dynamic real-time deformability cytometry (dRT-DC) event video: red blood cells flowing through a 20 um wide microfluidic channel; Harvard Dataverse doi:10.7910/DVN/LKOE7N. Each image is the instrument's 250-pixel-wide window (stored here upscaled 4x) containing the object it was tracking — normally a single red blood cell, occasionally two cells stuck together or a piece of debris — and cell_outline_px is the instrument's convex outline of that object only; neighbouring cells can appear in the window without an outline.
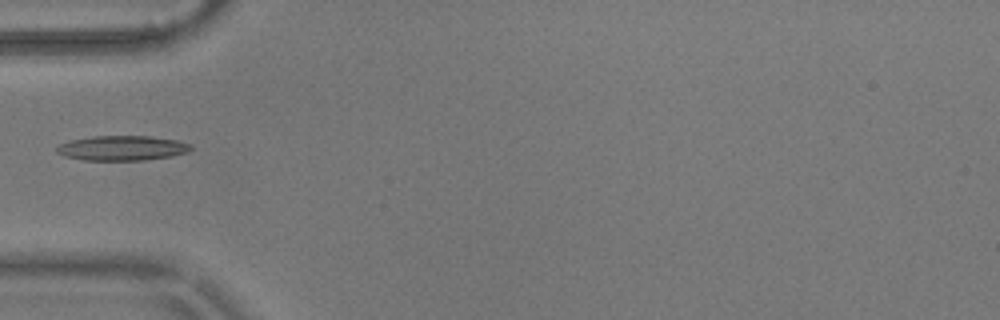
{"species": "common noctule bat (a hibernating species)", "species_latin": "Nyctalus noctula", "temperature_condition": "warm", "stored_images_in_passage": 34, "camera_frame_rate_fps": 3000, "um_per_image_px": 0.085, "animal": {"sex": "male", "body_mass_g": 17.9}, "frame": {"image": 1, "passage_image": 1, "time_ms": 0.0, "image_size_px": [1000, 320], "cell_outline_px": [[192, 148], [188, 152], [172, 156], [144, 160], [84, 160], [64, 156], [56, 152], [56, 148], [60, 144], [72, 140], [92, 136], [148, 136], [176, 140], [188, 144]], "centroid_in_image_um": [10.36, 12.59], "position_along_channel_um": 74.6, "area_um2": 19.25}}
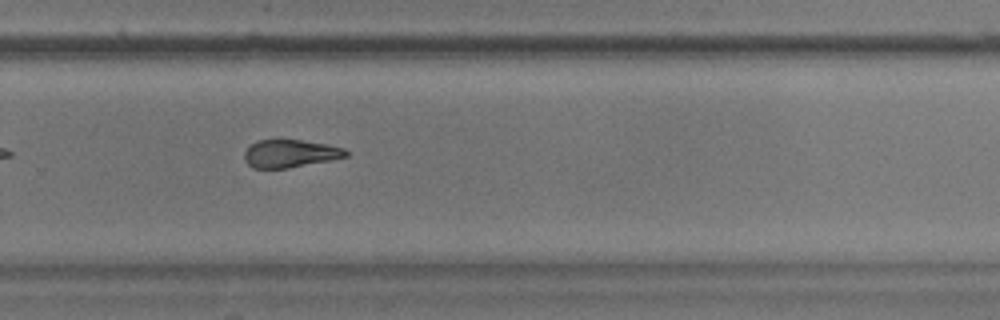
{"frame": {"image": 2, "passage_image": 20, "time_ms": 6.333, "image_size_px": [1000, 320], "cell_outline_px": [[348, 156], [288, 168], [252, 168], [244, 160], [244, 152], [256, 140], [276, 136], [324, 144], [344, 148], [348, 152]], "centroid_in_image_um": [24.58, 13.01], "position_along_channel_um": 305.2, "area_um2": 16.82}}